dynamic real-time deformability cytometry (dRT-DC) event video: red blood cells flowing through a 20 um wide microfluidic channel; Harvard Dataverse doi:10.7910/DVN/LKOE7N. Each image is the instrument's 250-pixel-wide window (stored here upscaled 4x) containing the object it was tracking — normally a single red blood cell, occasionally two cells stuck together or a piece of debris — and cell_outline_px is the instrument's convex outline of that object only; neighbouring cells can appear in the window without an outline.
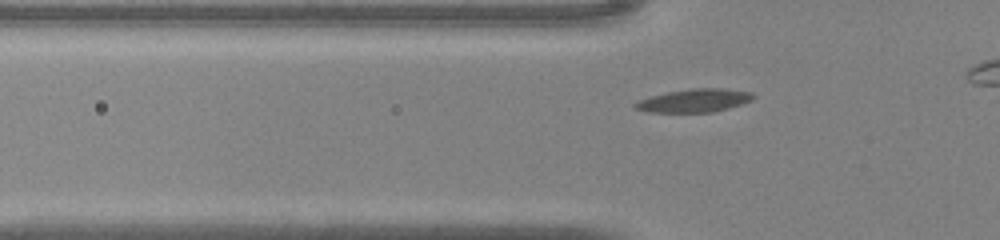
{"species": "common noctule bat (a hibernating species)", "species_latin": "Nyctalus noctula", "temperature_condition": "warm", "stored_images_in_passage": 13, "camera_frame_rate_fps": 3000, "um_per_image_px": 0.085, "animal": {"sex": "male", "body_mass_g": 20.0, "forearm_length_mm": 53.3}, "frame": {"image": 1, "passage_image": 4, "time_ms": 1.0, "image_size_px": [1000, 240], "cell_outline_px": [[756, 96], [752, 100], [728, 108], [712, 112], [648, 112], [636, 108], [632, 104], [640, 100], [652, 96], [668, 92], [692, 88], [720, 88], [752, 92]], "centroid_in_image_um": [59.04, 8.54], "position_along_channel_um": 66.8, "area_um2": 15.78}}
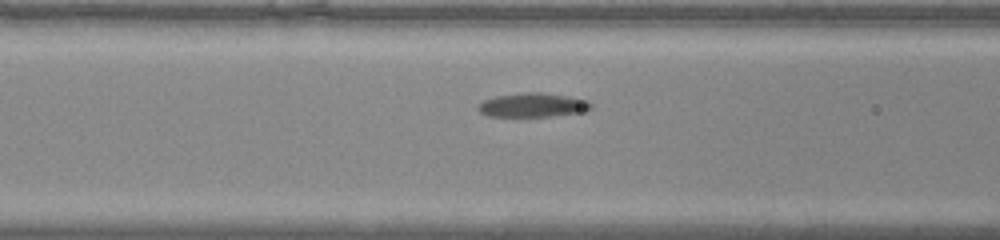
{"frame": {"image": 2, "passage_image": 8, "time_ms": 2.333, "image_size_px": [1000, 240], "cell_outline_px": [[592, 108], [584, 112], [552, 116], [488, 116], [480, 112], [476, 108], [484, 100], [496, 96], [524, 92], [540, 92], [568, 96], [588, 100], [592, 104]], "centroid_in_image_um": [45.31, 8.93], "position_along_channel_um": 121.3, "area_um2": 15.84}}
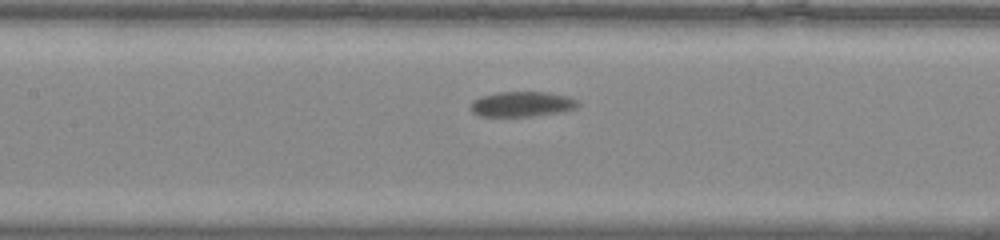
{"frame": {"image": 3, "passage_image": 11, "time_ms": 3.333, "image_size_px": [1000, 240], "cell_outline_px": [[580, 104], [576, 108], [560, 112], [532, 116], [480, 116], [472, 112], [468, 108], [472, 100], [480, 96], [500, 92], [548, 92], [568, 96], [576, 100]], "centroid_in_image_um": [44.33, 8.85], "position_along_channel_um": 163.1, "area_um2": 15.84}}